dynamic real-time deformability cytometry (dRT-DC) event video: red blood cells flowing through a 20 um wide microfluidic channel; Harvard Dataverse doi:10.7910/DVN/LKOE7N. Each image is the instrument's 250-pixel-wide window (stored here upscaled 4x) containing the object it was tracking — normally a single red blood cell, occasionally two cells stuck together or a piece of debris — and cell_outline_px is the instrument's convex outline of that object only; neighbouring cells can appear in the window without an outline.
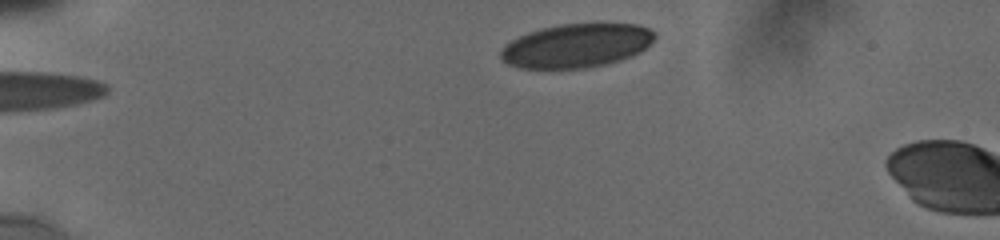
{"species": "human", "species_latin": "Homo sapiens", "temperature_condition": "cold", "stored_images_in_passage": 5, "camera_frame_rate_fps": 3000, "um_per_image_px": 0.085, "donor": {"sex": "male"}, "frame": {"image": 1, "passage_image": 1, "time_ms": 0.0, "image_size_px": [1000, 240], "cell_outline_px": [[656, 36], [644, 48], [620, 60], [604, 64], [584, 68], [520, 68], [508, 64], [500, 56], [500, 52], [512, 40], [528, 32], [560, 24], [636, 24], [648, 28]], "centroid_in_image_um": [48.97, 3.88], "position_along_channel_um": 36.0, "area_um2": 38.44}}